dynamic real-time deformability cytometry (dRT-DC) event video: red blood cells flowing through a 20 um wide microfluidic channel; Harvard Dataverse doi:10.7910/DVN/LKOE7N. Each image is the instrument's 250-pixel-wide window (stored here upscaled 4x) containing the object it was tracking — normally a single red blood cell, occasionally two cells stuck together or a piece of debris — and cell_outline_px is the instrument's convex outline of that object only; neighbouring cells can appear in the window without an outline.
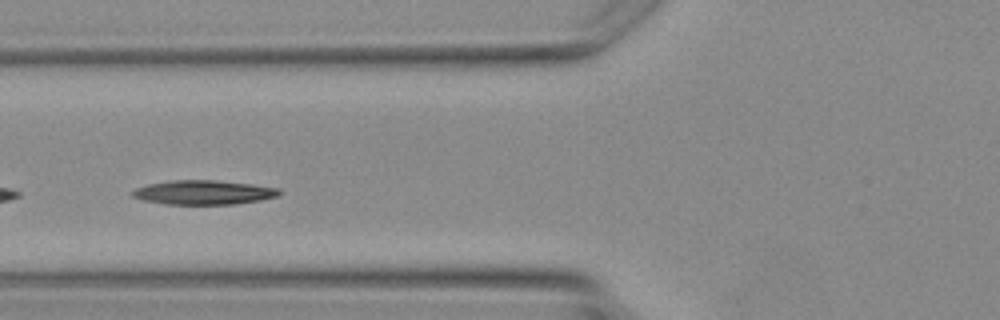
{"species": "Egyptian fruit bat (a non-hibernating species)", "species_latin": "Rousettus aegyptiacus", "temperature_condition": "warm", "stored_images_in_passage": 3, "camera_frame_rate_fps": 3000, "um_per_image_px": 0.085, "animal": {"sex": "female"}, "frame": {"image": 1, "passage_image": 2, "time_ms": 1.333, "image_size_px": [1000, 320], "cell_outline_px": [[280, 192], [276, 196], [260, 200], [236, 204], [164, 204], [144, 200], [132, 196], [132, 192], [136, 188], [148, 184], [172, 180], [216, 180], [252, 184], [280, 188]], "centroid_in_image_um": [17.31, 16.35], "position_along_channel_um": 108.5, "area_um2": 20.63}}
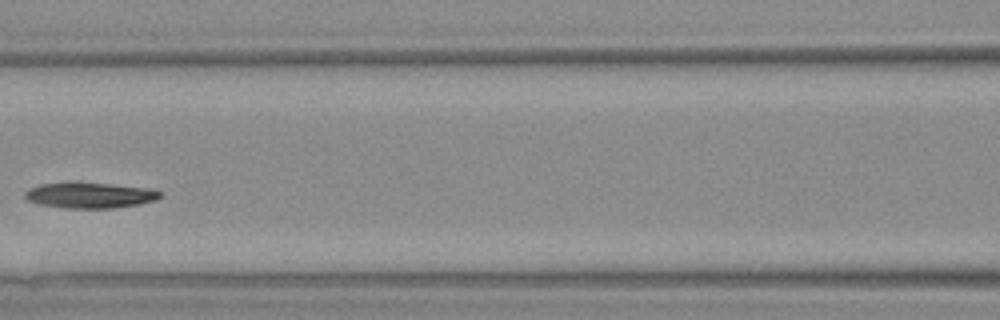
{"frame": {"image": 2, "passage_image": 3, "time_ms": 2.333, "image_size_px": [1000, 320], "cell_outline_px": [[164, 192], [156, 200], [140, 204], [112, 208], [64, 208], [40, 204], [28, 200], [24, 196], [24, 192], [28, 188], [40, 184], [64, 180], [76, 180], [152, 188]], "centroid_in_image_um": [7.62, 16.55], "position_along_channel_um": 159.0, "area_um2": 21.15}}